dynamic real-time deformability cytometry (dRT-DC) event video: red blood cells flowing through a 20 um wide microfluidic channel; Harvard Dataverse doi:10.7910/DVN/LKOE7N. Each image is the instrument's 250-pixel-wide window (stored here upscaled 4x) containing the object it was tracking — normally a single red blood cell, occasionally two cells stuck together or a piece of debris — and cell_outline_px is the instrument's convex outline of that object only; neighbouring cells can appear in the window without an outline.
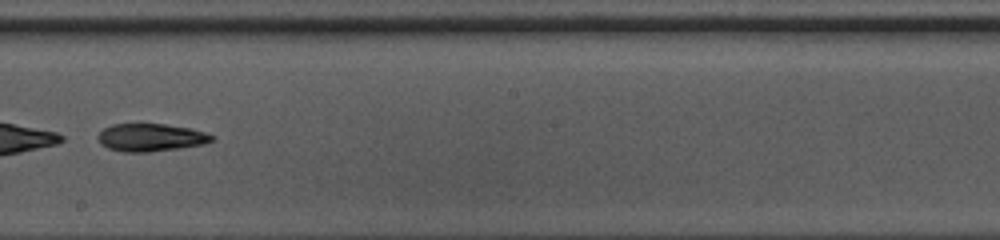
{"species": "common noctule bat (a hibernating species)", "species_latin": "Nyctalus noctula", "temperature_condition": "warm", "stored_images_in_passage": 46, "camera_frame_rate_fps": 3000, "um_per_image_px": 0.085, "animal": {"sex": "female", "body_mass_g": 10.0, "forearm_length_mm": 53.1}, "frame": {"image": 1, "passage_image": 27, "time_ms": 8.667, "image_size_px": [1000, 240], "cell_outline_px": [[216, 140], [204, 144], [180, 148], [148, 152], [124, 152], [108, 148], [100, 144], [96, 136], [104, 128], [112, 124], [164, 124], [192, 128], [216, 136]], "centroid_in_image_um": [12.84, 11.68], "position_along_channel_um": 235.4, "area_um2": 18.61}}